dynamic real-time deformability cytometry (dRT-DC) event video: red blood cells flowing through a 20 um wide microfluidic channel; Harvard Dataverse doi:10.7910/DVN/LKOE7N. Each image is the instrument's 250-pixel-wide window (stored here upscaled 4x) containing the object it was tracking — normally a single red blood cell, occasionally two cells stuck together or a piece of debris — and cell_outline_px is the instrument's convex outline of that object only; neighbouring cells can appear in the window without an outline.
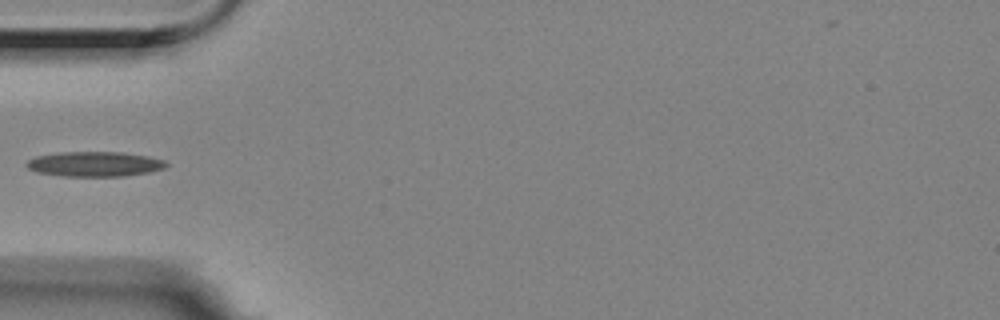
{"species": "Egyptian fruit bat (a non-hibernating species)", "species_latin": "Rousettus aegyptiacus", "temperature_condition": "room temperature", "stored_images_in_passage": 5, "segment_of_instrument_passage": [2, 2], "camera_frame_rate_fps": 3000, "um_per_image_px": 0.085, "animal": {"sex": "female"}, "frame": {"image": 1, "passage_image": 5, "time_ms": 1.333, "image_size_px": [1000, 320], "cell_outline_px": [[168, 164], [164, 168], [148, 172], [124, 176], [64, 176], [36, 172], [28, 168], [24, 164], [28, 160], [36, 156], [60, 152], [120, 152], [148, 156], [164, 160]], "centroid_in_image_um": [8.02, 13.94], "position_along_channel_um": 77.0, "area_um2": 20.23}}